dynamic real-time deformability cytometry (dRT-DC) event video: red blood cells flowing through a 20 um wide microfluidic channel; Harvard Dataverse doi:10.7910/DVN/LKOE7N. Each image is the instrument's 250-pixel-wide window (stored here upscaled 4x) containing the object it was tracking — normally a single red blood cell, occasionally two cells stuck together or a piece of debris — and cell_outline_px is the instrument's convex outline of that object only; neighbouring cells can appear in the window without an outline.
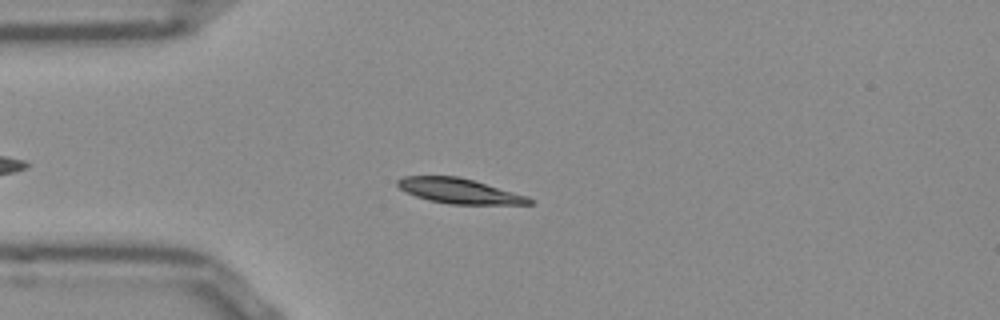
{"species": "Egyptian fruit bat (a non-hibernating species)", "species_latin": "Rousettus aegyptiacus", "temperature_condition": "room temperature", "stored_images_in_passage": 37, "camera_frame_rate_fps": 3000, "um_per_image_px": 0.085, "frame": {"image": 1, "passage_image": 9, "time_ms": 2.667, "image_size_px": [1000, 320], "cell_outline_px": [[536, 204], [448, 204], [428, 200], [416, 196], [400, 188], [396, 184], [396, 180], [404, 176], [460, 176], [528, 196]], "centroid_in_image_um": [39.04, 16.23], "position_along_channel_um": 46.0, "area_um2": 19.19}}
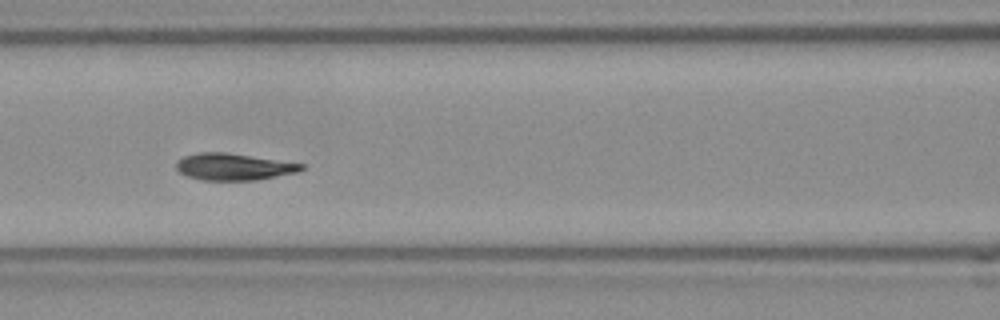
{"frame": {"image": 2, "passage_image": 18, "time_ms": 5.667, "image_size_px": [1000, 320], "cell_outline_px": [[304, 168], [296, 172], [256, 180], [200, 180], [188, 176], [180, 172], [176, 168], [176, 160], [184, 156], [200, 152], [224, 152], [304, 164]], "centroid_in_image_um": [19.81, 14.17], "position_along_channel_um": 146.8, "area_um2": 19.31}}
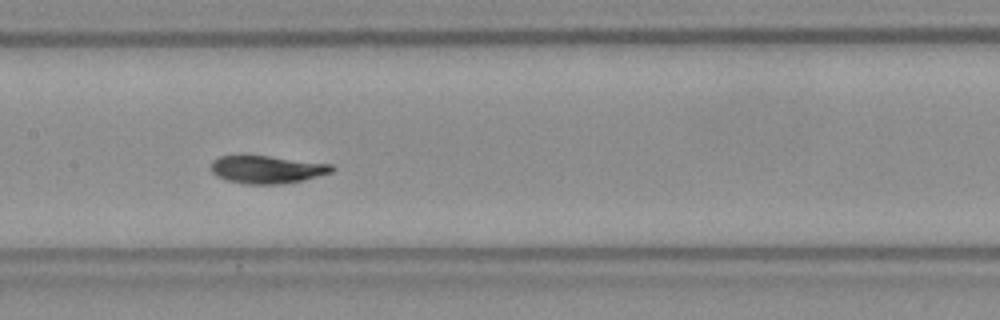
{"frame": {"image": 3, "passage_image": 21, "time_ms": 6.667, "image_size_px": [1000, 320], "cell_outline_px": [[336, 168], [332, 172], [304, 180], [284, 184], [244, 184], [228, 180], [216, 176], [212, 172], [212, 160], [220, 156], [268, 156], [332, 164]], "centroid_in_image_um": [22.72, 14.41], "position_along_channel_um": 184.7, "area_um2": 19.48}, "authors_computed_cell_mechanics": {"area_um2": 19.8832, "velocity_mm_per_s": 3.8155, "shape_relaxation_time_tau1_ms": 2.5874, "shape_relaxation_time_tau2_ms": 0.8372, "deformation_change_tau1": 0.1192, "deformation_change_tau2": 0.0451}}